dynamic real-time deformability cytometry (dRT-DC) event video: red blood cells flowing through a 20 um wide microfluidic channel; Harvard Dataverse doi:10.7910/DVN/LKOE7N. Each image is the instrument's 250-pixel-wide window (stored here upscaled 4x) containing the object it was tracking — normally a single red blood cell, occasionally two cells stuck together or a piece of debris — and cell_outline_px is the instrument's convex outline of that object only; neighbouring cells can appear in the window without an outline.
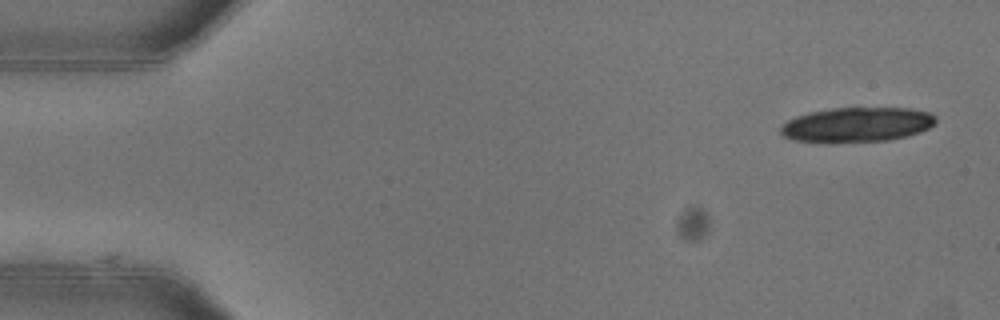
{"species": "common noctule bat (a hibernating species)", "species_latin": "Nyctalus noctula", "temperature_condition": "warm", "stored_images_in_passage": 2, "camera_frame_rate_fps": 3000, "um_per_image_px": 0.085, "animal": {"sex": "female"}, "frame": {"image": 1, "passage_image": 1, "time_ms": 0.0, "image_size_px": [1000, 320], "cell_outline_px": [[936, 124], [920, 132], [904, 136], [884, 140], [832, 144], [828, 144], [792, 140], [784, 136], [780, 132], [780, 128], [788, 120], [796, 116], [808, 112], [832, 108], [912, 108], [932, 112], [936, 116]], "centroid_in_image_um": [72.82, 10.61], "position_along_channel_um": 12.2, "area_um2": 31.96}}